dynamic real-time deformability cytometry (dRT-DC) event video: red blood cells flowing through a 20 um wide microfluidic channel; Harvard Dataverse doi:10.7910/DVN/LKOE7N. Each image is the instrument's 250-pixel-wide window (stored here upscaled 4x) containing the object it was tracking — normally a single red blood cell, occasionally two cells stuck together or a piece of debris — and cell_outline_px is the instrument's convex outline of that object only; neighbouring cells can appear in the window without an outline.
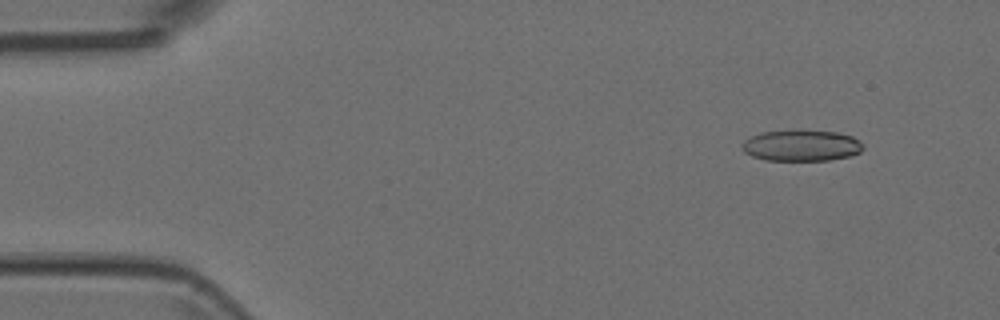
{"species": "Egyptian fruit bat (a non-hibernating species)", "species_latin": "Rousettus aegyptiacus", "temperature_condition": "room temperature", "stored_images_in_passage": 6, "camera_frame_rate_fps": 3000, "um_per_image_px": 0.085, "animal": {"sex": "female"}, "frame": {"image": 1, "passage_image": 2, "time_ms": 0.333, "image_size_px": [1000, 320], "cell_outline_px": [[864, 148], [860, 152], [852, 156], [828, 160], [764, 160], [752, 156], [744, 152], [740, 148], [740, 144], [748, 136], [760, 132], [792, 128], [796, 128], [836, 132], [852, 136], [864, 144]], "centroid_in_image_um": [68.07, 12.33], "position_along_channel_um": 16.9, "area_um2": 22.89}}
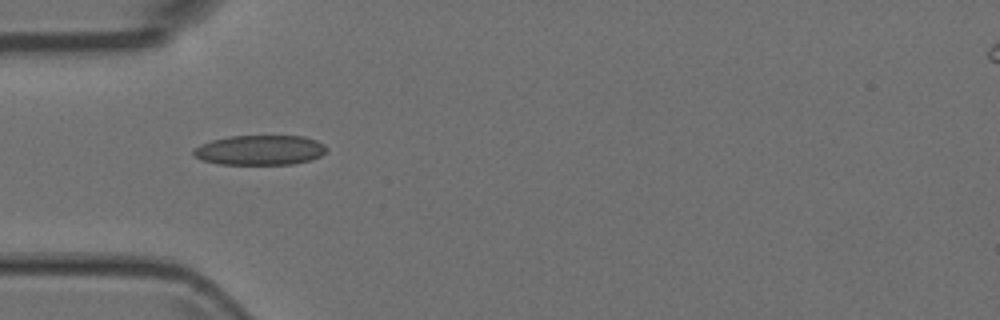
{"frame": {"image": 2, "passage_image": 5, "time_ms": 1.333, "image_size_px": [1000, 320], "cell_outline_px": [[328, 148], [320, 156], [312, 160], [292, 164], [220, 164], [200, 160], [192, 152], [200, 144], [212, 140], [228, 136], [304, 136], [316, 140], [324, 144]], "centroid_in_image_um": [22.11, 12.76], "position_along_channel_um": 62.9, "area_um2": 23.18}}
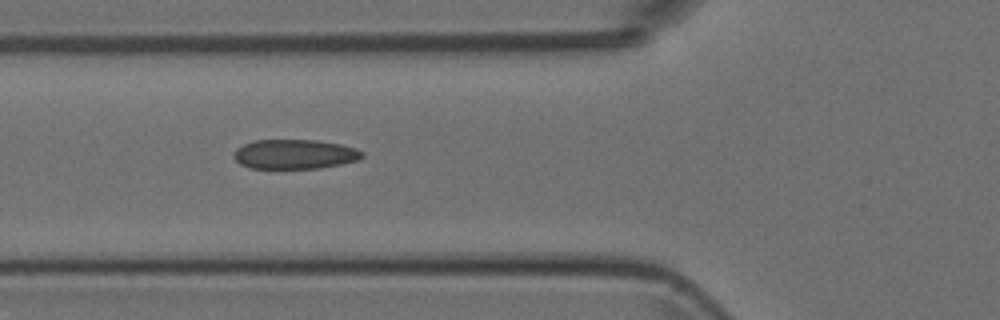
{"frame": {"image": 3, "passage_image": 6, "time_ms": 1.667, "image_size_px": [1000, 320], "cell_outline_px": [[364, 156], [360, 160], [320, 168], [248, 168], [240, 164], [232, 156], [232, 152], [236, 148], [252, 140], [316, 140], [340, 144], [356, 148], [364, 152]], "centroid_in_image_um": [25.03, 13.1], "position_along_channel_um": 100.8, "area_um2": 22.31}}